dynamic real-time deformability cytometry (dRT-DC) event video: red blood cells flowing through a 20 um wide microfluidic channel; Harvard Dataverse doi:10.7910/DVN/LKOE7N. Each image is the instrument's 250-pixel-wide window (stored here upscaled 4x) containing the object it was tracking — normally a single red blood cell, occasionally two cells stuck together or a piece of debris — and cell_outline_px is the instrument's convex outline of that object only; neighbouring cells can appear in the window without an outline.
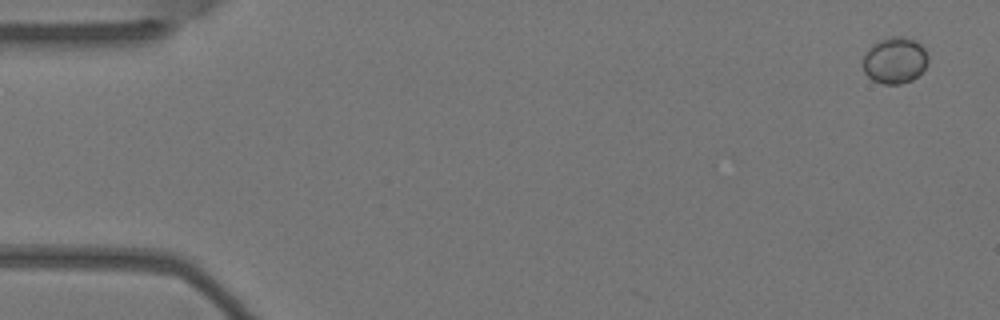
{"species": "Egyptian fruit bat (a non-hibernating species)", "species_latin": "Rousettus aegyptiacus", "temperature_condition": "warm", "stored_images_in_passage": 4, "camera_frame_rate_fps": 3000, "um_per_image_px": 0.085, "animal": {"sex": "female"}, "frame": {"image": 1, "passage_image": 1, "time_ms": 0.0, "image_size_px": [1000, 320], "cell_outline_px": [[928, 64], [912, 80], [900, 84], [884, 84], [872, 80], [864, 72], [864, 56], [868, 48], [872, 44], [880, 40], [892, 36], [904, 36], [916, 40], [924, 48], [928, 56]], "centroid_in_image_um": [76.07, 5.12], "position_along_channel_um": 8.9, "area_um2": 17.63}}
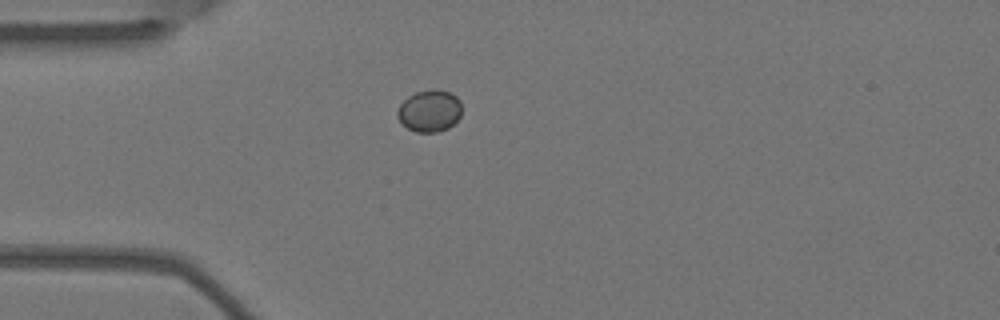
{"frame": {"image": 2, "passage_image": 4, "time_ms": 1.0, "image_size_px": [1000, 320], "cell_outline_px": [[460, 116], [448, 128], [436, 132], [416, 132], [408, 128], [396, 116], [396, 112], [400, 104], [408, 96], [416, 92], [432, 88], [436, 88], [448, 92], [456, 96], [460, 100]], "centroid_in_image_um": [36.49, 9.4], "position_along_channel_um": 48.5, "area_um2": 15.66}}